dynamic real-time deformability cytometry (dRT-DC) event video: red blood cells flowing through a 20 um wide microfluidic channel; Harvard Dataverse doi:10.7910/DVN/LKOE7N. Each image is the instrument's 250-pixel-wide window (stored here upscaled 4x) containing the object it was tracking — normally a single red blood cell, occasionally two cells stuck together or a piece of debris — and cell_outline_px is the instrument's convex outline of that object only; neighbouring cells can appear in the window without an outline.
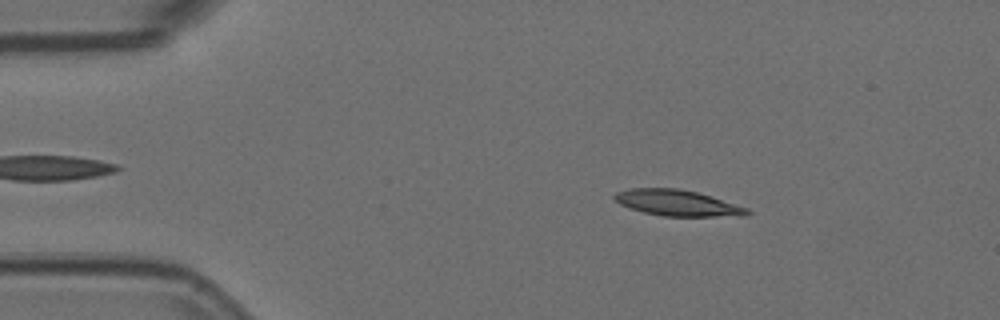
{"species": "Egyptian fruit bat (a non-hibernating species)", "species_latin": "Rousettus aegyptiacus", "temperature_condition": "room temperature", "stored_images_in_passage": 56, "camera_frame_rate_fps": 3000, "um_per_image_px": 0.085, "animal": {"sex": "female"}, "frame": {"image": 1, "passage_image": 8, "time_ms": 2.333, "image_size_px": [1000, 320], "cell_outline_px": [[752, 212], [748, 216], [664, 216], [644, 212], [628, 208], [620, 204], [612, 196], [616, 192], [628, 188], [680, 188], [696, 192], [748, 208]], "centroid_in_image_um": [57.56, 17.25], "position_along_channel_um": 27.4, "area_um2": 20.06}}
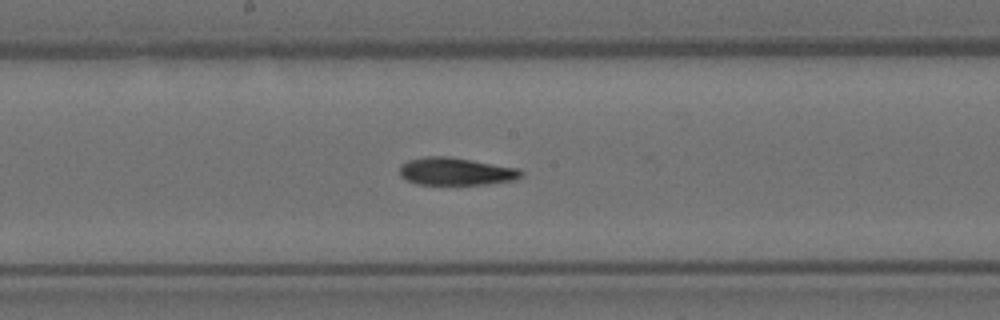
{"frame": {"image": 2, "passage_image": 28, "time_ms": 9.0, "image_size_px": [1000, 320], "cell_outline_px": [[524, 176], [516, 180], [488, 184], [416, 184], [404, 180], [400, 176], [400, 164], [408, 160], [424, 156], [448, 156], [520, 168], [524, 172]], "centroid_in_image_um": [38.77, 14.57], "position_along_channel_um": 209.4, "area_um2": 19.88}}
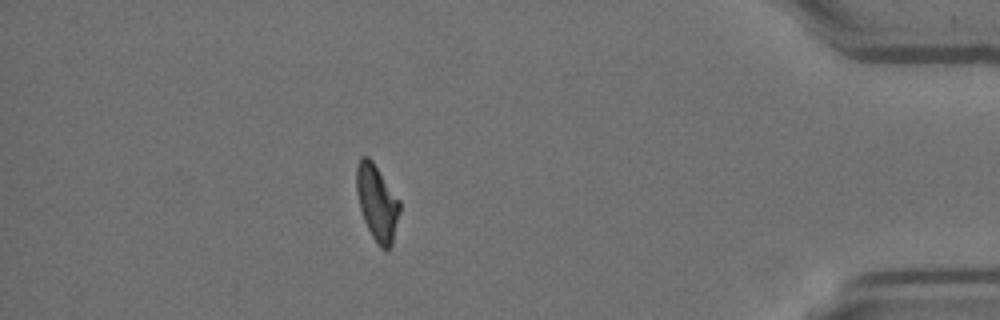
{"frame": {"image": 3, "passage_image": 48, "time_ms": 15.667, "image_size_px": [1000, 320], "cell_outline_px": [[400, 212], [392, 244], [388, 248], [380, 248], [372, 236], [364, 220], [360, 208], [356, 192], [356, 164], [360, 156], [368, 156], [372, 160], [400, 200]], "centroid_in_image_um": [32.04, 17.18], "position_along_channel_um": 403.2, "area_um2": 19.13}}